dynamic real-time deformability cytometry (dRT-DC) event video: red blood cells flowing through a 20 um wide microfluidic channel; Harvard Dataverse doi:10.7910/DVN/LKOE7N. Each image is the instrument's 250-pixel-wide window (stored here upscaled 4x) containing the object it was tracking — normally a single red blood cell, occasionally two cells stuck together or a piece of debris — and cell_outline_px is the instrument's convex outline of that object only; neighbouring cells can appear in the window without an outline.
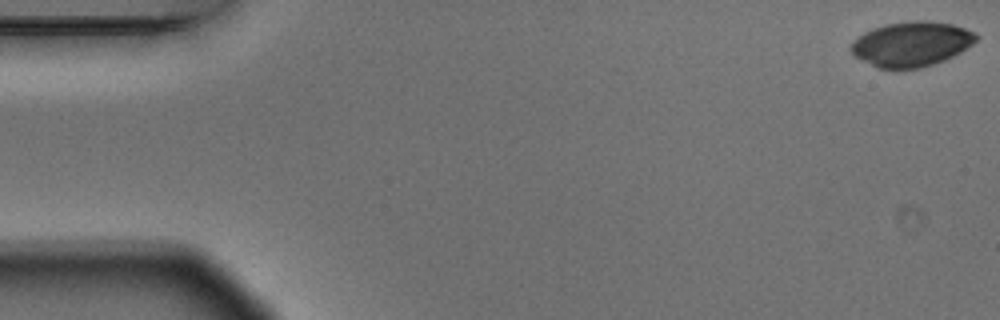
{"species": "Egyptian fruit bat (a non-hibernating species)", "species_latin": "Rousettus aegyptiacus", "temperature_condition": "warm", "stored_images_in_passage": 5, "camera_frame_rate_fps": 3000, "um_per_image_px": 0.085, "animal": {"sex": "male"}, "frame": {"image": 1, "passage_image": 1, "time_ms": 0.0, "image_size_px": [1000, 320], "cell_outline_px": [[980, 36], [972, 44], [960, 52], [944, 60], [920, 68], [876, 68], [852, 56], [848, 48], [864, 32], [872, 28], [888, 24], [912, 20], [928, 20], [952, 24], [976, 32]], "centroid_in_image_um": [77.46, 3.74], "position_along_channel_um": 7.5, "area_um2": 32.77}}
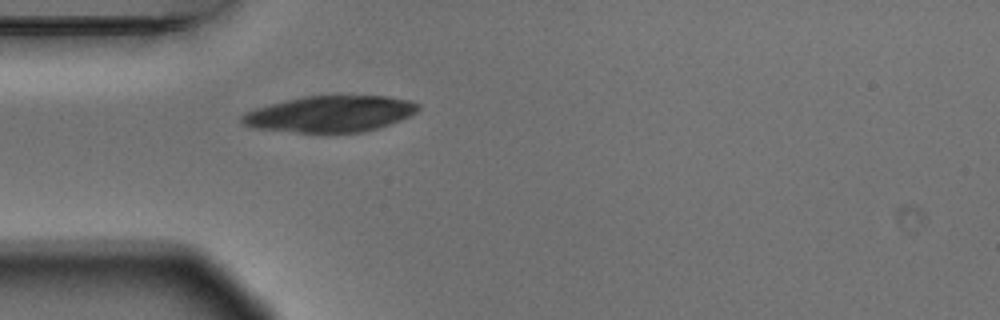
{"frame": {"image": 2, "passage_image": 5, "time_ms": 1.333, "image_size_px": [1000, 320], "cell_outline_px": [[420, 108], [416, 112], [400, 120], [364, 132], [296, 132], [252, 128], [244, 124], [240, 120], [240, 116], [244, 112], [256, 108], [304, 96], [388, 96], [412, 100], [420, 104]], "centroid_in_image_um": [28.07, 9.68], "position_along_channel_um": 56.9, "area_um2": 36.99}}